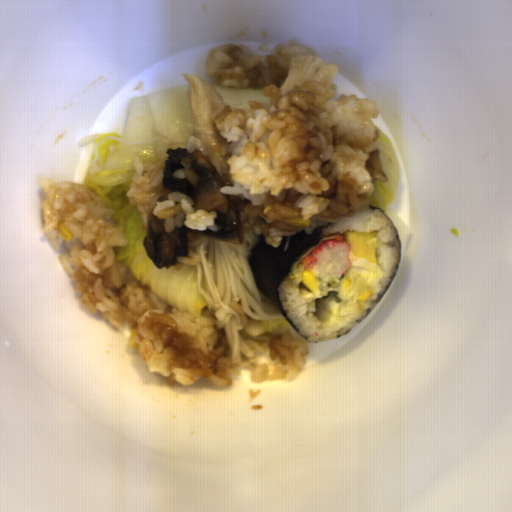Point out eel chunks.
<instances>
[{
    "label": "eel chunks",
    "instance_id": "obj_1",
    "mask_svg": "<svg viewBox=\"0 0 512 512\" xmlns=\"http://www.w3.org/2000/svg\"><path fill=\"white\" fill-rule=\"evenodd\" d=\"M163 167V193L156 202L169 199V194L178 191L193 200V209L215 211L217 218L213 222L219 230H195L184 224L166 233L165 219L149 213L146 236L143 245L146 253L159 270L168 269L175 265L178 257L188 255V232H196L225 243L242 245L245 235L242 218L237 204L231 201L229 195L220 192L225 186L223 178L207 157L198 149L189 152L188 148L178 146L168 148Z\"/></svg>",
    "mask_w": 512,
    "mask_h": 512
}]
</instances>
